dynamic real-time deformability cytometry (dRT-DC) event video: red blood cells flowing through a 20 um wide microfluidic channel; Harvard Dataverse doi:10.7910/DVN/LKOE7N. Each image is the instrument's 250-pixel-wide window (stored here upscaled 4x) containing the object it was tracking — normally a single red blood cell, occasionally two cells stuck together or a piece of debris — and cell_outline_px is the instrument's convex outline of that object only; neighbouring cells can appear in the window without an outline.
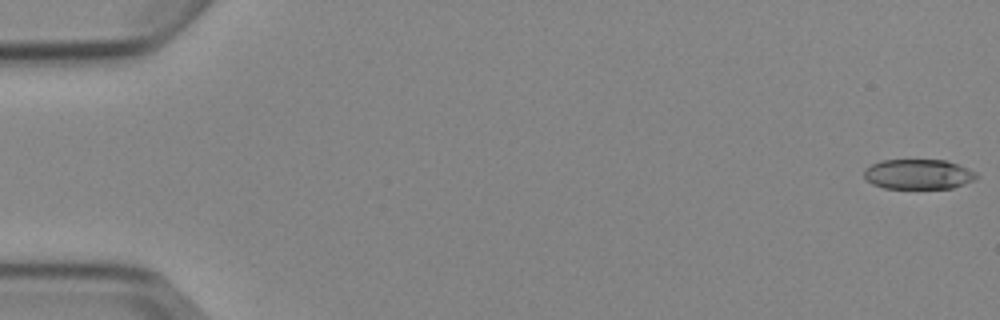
{"species": "Egyptian fruit bat (a non-hibernating species)", "species_latin": "Rousettus aegyptiacus", "temperature_condition": "cold", "stored_images_in_passage": 5, "camera_frame_rate_fps": 3000, "um_per_image_px": 0.085, "animal": {"sex": "female"}, "frame": {"image": 1, "passage_image": 1, "time_ms": 0.0, "image_size_px": [1000, 320], "cell_outline_px": [[980, 176], [964, 184], [952, 188], [884, 188], [872, 184], [864, 176], [864, 168], [880, 160], [944, 160], [960, 164], [976, 172]], "centroid_in_image_um": [78.07, 14.8], "position_along_channel_um": 6.9, "area_um2": 19.71}}